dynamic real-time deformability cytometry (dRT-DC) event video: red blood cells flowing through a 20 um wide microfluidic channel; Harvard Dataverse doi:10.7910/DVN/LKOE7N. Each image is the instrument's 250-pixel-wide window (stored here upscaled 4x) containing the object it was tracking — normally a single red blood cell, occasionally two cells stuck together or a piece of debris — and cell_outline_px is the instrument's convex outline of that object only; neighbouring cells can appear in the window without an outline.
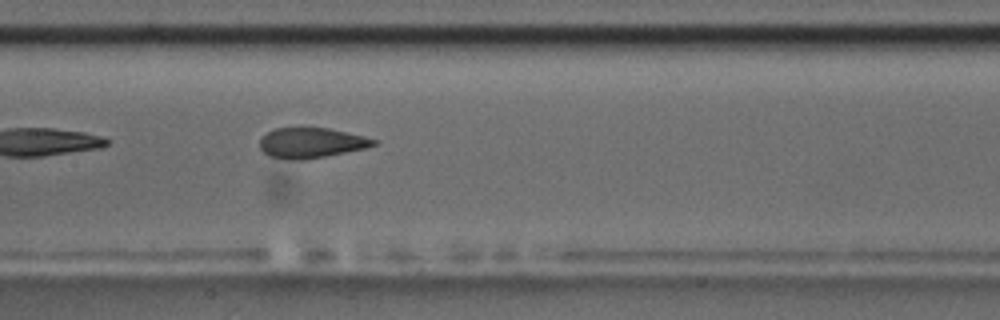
{"species": "common noctule bat (a hibernating species)", "species_latin": "Nyctalus noctula", "temperature_condition": "room temperature", "stored_images_in_passage": 6, "camera_frame_rate_fps": 3000, "um_per_image_px": 0.085, "animal": {"sex": "male", "body_mass_g": 17.5, "forearm_length_mm": 52.3}, "frame": {"image": 1, "passage_image": 6, "time_ms": 5.333, "image_size_px": [1000, 320], "cell_outline_px": [[376, 144], [364, 148], [304, 160], [288, 160], [268, 156], [260, 148], [260, 136], [276, 128], [328, 128], [364, 136], [376, 140]], "centroid_in_image_um": [26.39, 12.15], "position_along_channel_um": 181.0, "area_um2": 19.88}}